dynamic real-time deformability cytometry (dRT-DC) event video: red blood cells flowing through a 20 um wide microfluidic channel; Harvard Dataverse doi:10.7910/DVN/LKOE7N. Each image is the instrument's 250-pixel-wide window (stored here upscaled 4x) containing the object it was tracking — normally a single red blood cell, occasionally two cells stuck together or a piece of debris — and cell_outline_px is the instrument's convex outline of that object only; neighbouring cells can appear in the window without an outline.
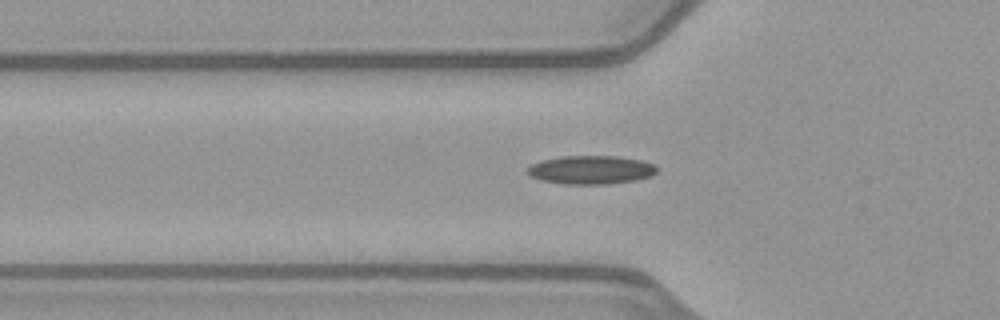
{"species": "common noctule bat (a hibernating species)", "species_latin": "Nyctalus noctula", "temperature_condition": "warm", "stored_images_in_passage": 38, "camera_frame_rate_fps": 3000, "um_per_image_px": 0.085, "animal": {"sex": "female", "body_mass_g": 21.9}, "frame": {"image": 1, "passage_image": 4, "time_ms": 1.0, "image_size_px": [1000, 320], "cell_outline_px": [[660, 168], [652, 176], [636, 180], [608, 184], [564, 184], [540, 180], [532, 176], [528, 172], [528, 168], [532, 164], [540, 160], [560, 156], [616, 156], [640, 160], [656, 164]], "centroid_in_image_um": [50.28, 14.43], "position_along_channel_um": 75.5, "area_um2": 21.68}}
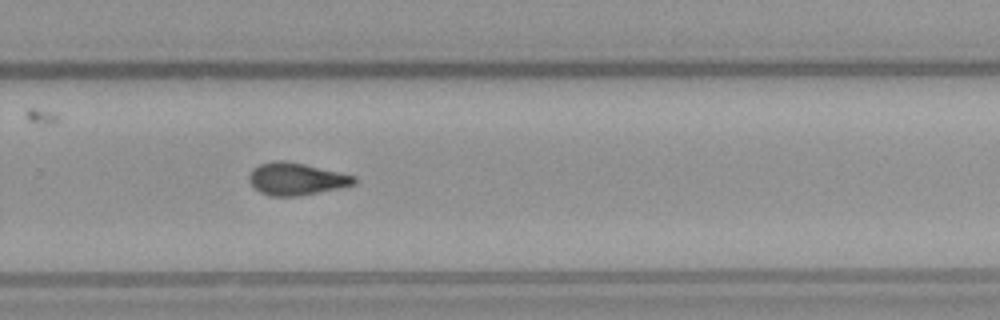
{"frame": {"image": 2, "passage_image": 21, "time_ms": 6.667, "image_size_px": [1000, 320], "cell_outline_px": [[356, 184], [340, 188], [300, 196], [272, 196], [260, 192], [248, 180], [248, 176], [252, 168], [260, 164], [276, 160], [284, 160], [304, 164], [340, 172], [356, 176]], "centroid_in_image_um": [25.19, 15.21], "position_along_channel_um": 304.6, "area_um2": 19.83}}
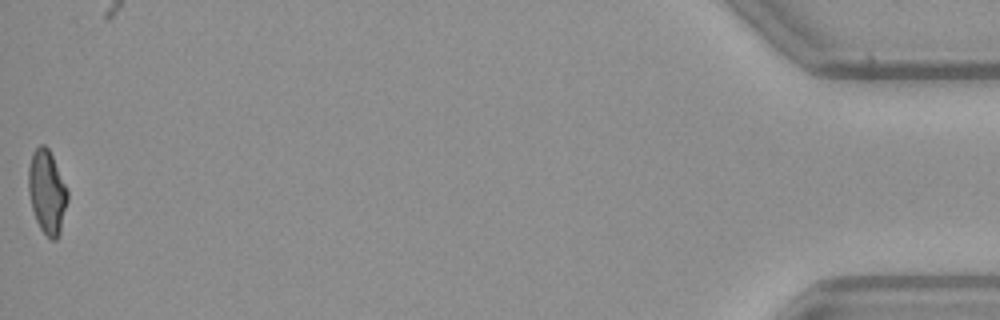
{"frame": {"image": 3, "passage_image": 38, "time_ms": 12.333, "image_size_px": [1000, 320], "cell_outline_px": [[68, 200], [60, 232], [56, 240], [52, 240], [40, 228], [36, 220], [32, 208], [28, 192], [28, 168], [32, 152], [40, 144], [44, 144], [48, 148], [68, 188]], "centroid_in_image_um": [4.0, 16.3], "position_along_channel_um": 431.2, "area_um2": 19.13}, "authors_computed_cell_mechanics": {"area_um2": 19.7965, "velocity_mm_per_s": 4.0194, "shape_relaxation_time_tau1_ms": null, "shape_relaxation_time_tau2_ms": 3.4047, "deformation_change_tau1": null, "deformation_change_tau2": 0.1022}}